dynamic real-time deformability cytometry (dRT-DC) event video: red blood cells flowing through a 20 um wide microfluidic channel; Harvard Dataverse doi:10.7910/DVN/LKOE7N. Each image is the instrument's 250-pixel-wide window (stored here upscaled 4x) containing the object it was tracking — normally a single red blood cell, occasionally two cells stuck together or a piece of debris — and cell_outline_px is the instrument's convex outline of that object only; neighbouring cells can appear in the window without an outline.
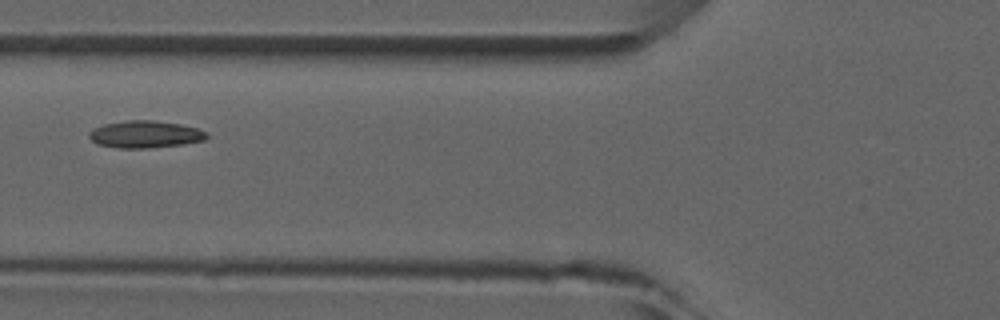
{"species": "common noctule bat (a hibernating species)", "species_latin": "Nyctalus noctula", "temperature_condition": "room temperature", "stored_images_in_passage": 6, "camera_frame_rate_fps": 3000, "um_per_image_px": 0.085, "animal": {"sex": "male", "forearm_length_mm": 52.5}, "frame": {"image": 1, "passage_image": 5, "time_ms": 5.333, "image_size_px": [1000, 320], "cell_outline_px": [[208, 136], [204, 140], [184, 144], [148, 148], [116, 148], [100, 144], [92, 140], [88, 136], [88, 132], [104, 124], [128, 120], [152, 120], [180, 124], [196, 128], [208, 132]], "centroid_in_image_um": [12.36, 11.42], "position_along_channel_um": 113.4, "area_um2": 18.5}}
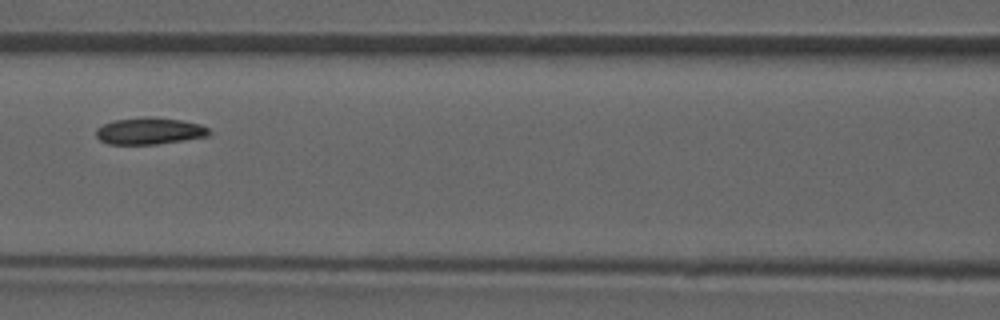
{"frame": {"image": 2, "passage_image": 6, "time_ms": 6.333, "image_size_px": [1000, 320], "cell_outline_px": [[212, 132], [208, 136], [184, 140], [156, 144], [108, 144], [100, 140], [96, 136], [96, 128], [112, 120], [144, 116], [152, 116], [180, 120], [200, 124], [208, 128]], "centroid_in_image_um": [12.7, 11.12], "position_along_channel_um": 153.9, "area_um2": 17.8}}